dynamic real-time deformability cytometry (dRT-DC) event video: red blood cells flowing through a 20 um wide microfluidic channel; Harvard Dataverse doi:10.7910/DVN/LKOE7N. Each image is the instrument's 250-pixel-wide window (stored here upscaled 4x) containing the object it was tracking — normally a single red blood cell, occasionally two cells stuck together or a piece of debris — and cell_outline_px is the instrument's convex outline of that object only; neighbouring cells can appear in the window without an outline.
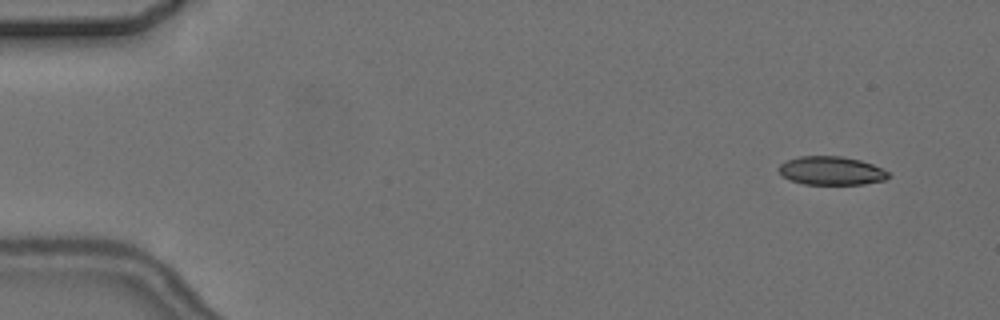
{"species": "common noctule bat (a hibernating species)", "species_latin": "Nyctalus noctula", "temperature_condition": "cold", "stored_images_in_passage": 7, "camera_frame_rate_fps": 3000, "um_per_image_px": 0.085, "animal": {"sex": "female", "body_mass_g": 24.6, "forearm_length_mm": 56.2}, "frame": {"image": 1, "passage_image": 2, "time_ms": 1.0, "image_size_px": [1000, 320], "cell_outline_px": [[892, 176], [884, 180], [864, 184], [804, 184], [788, 180], [776, 168], [780, 164], [788, 160], [800, 156], [840, 156], [860, 160], [872, 164], [888, 172]], "centroid_in_image_um": [70.65, 14.51], "position_along_channel_um": 14.4, "area_um2": 18.21}}
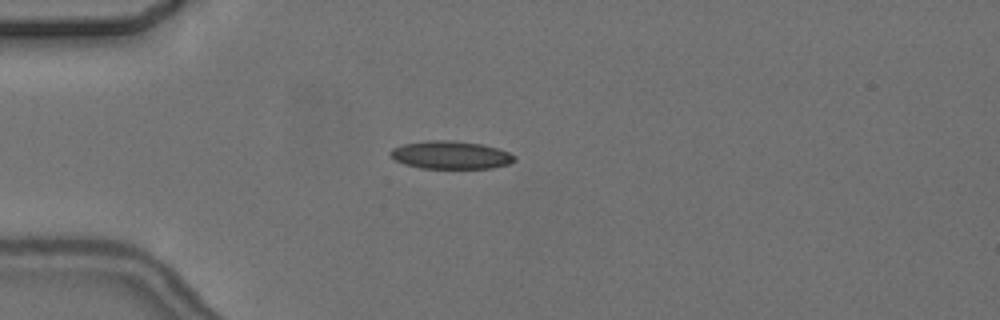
{"frame": {"image": 2, "passage_image": 5, "time_ms": 4.667, "image_size_px": [1000, 320], "cell_outline_px": [[516, 160], [508, 164], [492, 168], [420, 168], [404, 164], [396, 160], [388, 152], [392, 148], [404, 144], [428, 140], [452, 140], [480, 144], [496, 148], [508, 152], [516, 156]], "centroid_in_image_um": [38.3, 13.17], "position_along_channel_um": 46.7, "area_um2": 20.11}}
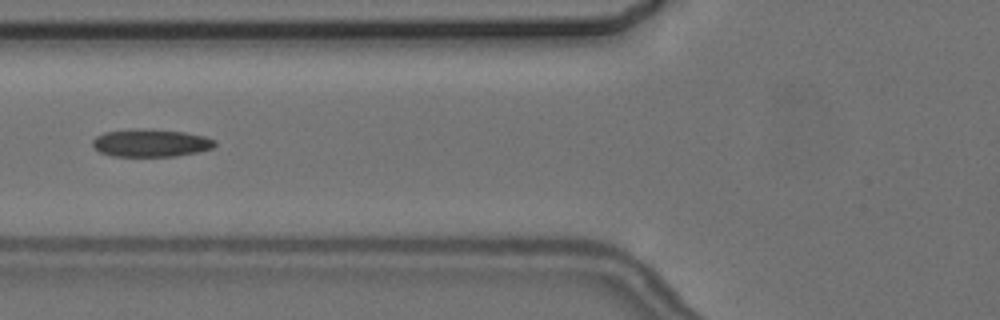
{"frame": {"image": 3, "passage_image": 7, "time_ms": 7.0, "image_size_px": [1000, 320], "cell_outline_px": [[216, 144], [212, 148], [200, 152], [176, 156], [112, 156], [100, 152], [92, 144], [92, 140], [96, 136], [104, 132], [152, 128], [184, 132], [204, 136], [216, 140]], "centroid_in_image_um": [12.85, 12.15], "position_along_channel_um": 112.9, "area_um2": 19.77}}